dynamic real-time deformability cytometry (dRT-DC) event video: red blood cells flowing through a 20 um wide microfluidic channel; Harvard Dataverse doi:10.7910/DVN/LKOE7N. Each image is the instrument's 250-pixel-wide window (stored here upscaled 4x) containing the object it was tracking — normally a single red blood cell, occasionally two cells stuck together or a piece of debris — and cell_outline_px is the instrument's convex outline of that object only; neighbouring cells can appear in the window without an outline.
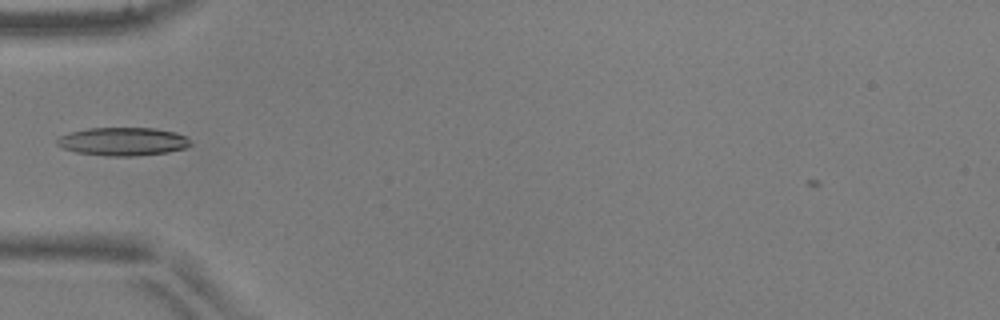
{"species": "common noctule bat (a hibernating species)", "species_latin": "Nyctalus noctula", "temperature_condition": "warm", "stored_images_in_passage": 35, "camera_frame_rate_fps": 3000, "um_per_image_px": 0.085, "animal": {"sex": "male", "body_mass_g": 17.9, "forearm_length_mm": 54.2}, "frame": {"image": 1, "passage_image": 1, "time_ms": 0.0, "image_size_px": [1000, 320], "cell_outline_px": [[192, 144], [188, 148], [168, 152], [136, 156], [108, 156], [76, 152], [60, 148], [56, 144], [56, 140], [60, 136], [72, 132], [88, 128], [156, 128], [176, 132], [184, 136]], "centroid_in_image_um": [10.45, 12.03], "position_along_channel_um": 74.6, "area_um2": 22.08}}
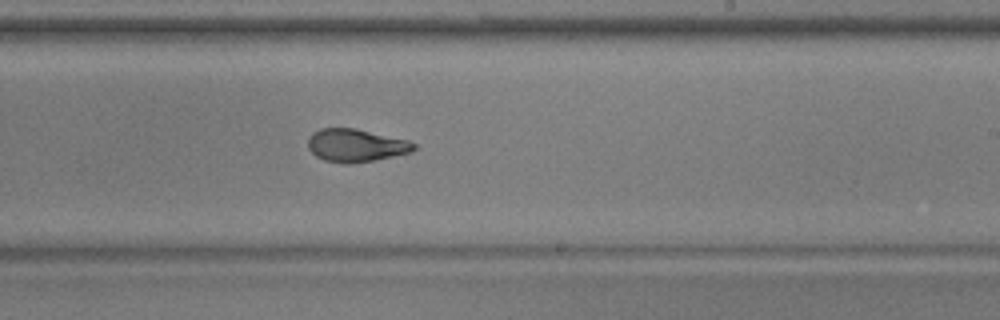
{"frame": {"image": 2, "passage_image": 15, "time_ms": 4.667, "image_size_px": [1000, 320], "cell_outline_px": [[416, 148], [412, 152], [352, 164], [344, 164], [324, 160], [316, 156], [308, 148], [308, 140], [312, 132], [320, 128], [356, 128], [408, 140], [416, 144]], "centroid_in_image_um": [30.24, 12.35], "position_along_channel_um": 258.8, "area_um2": 20.35}}
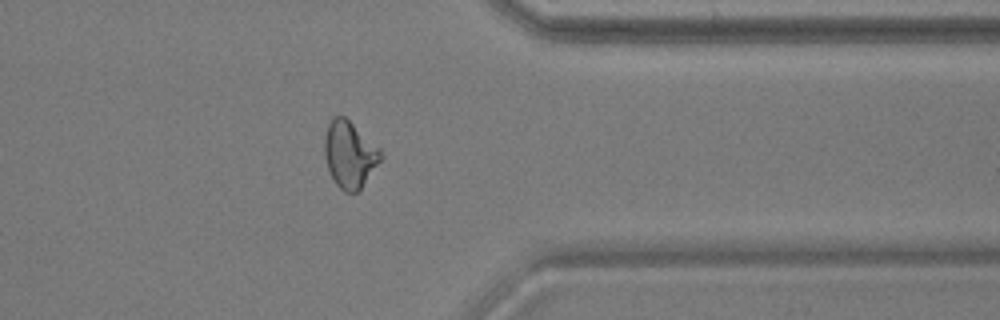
{"frame": {"image": 3, "passage_image": 25, "time_ms": 8.0, "image_size_px": [1000, 320], "cell_outline_px": [[384, 156], [360, 192], [344, 192], [336, 184], [328, 168], [324, 156], [324, 140], [328, 124], [332, 116], [344, 116], [380, 148]], "centroid_in_image_um": [29.74, 13.15], "position_along_channel_um": 381.7, "area_um2": 22.02}}